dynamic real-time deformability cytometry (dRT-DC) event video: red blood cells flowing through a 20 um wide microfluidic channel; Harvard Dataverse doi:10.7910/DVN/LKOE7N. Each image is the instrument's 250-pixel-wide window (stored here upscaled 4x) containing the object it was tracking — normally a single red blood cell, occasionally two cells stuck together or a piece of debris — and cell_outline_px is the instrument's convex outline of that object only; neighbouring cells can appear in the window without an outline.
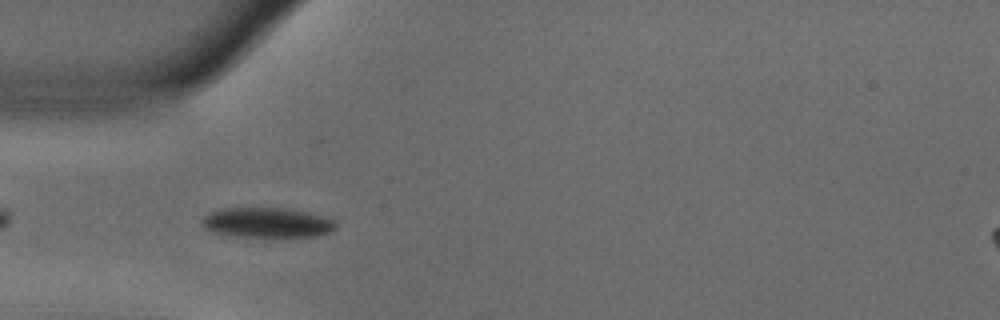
{"species": "common noctule bat (a hibernating species)", "species_latin": "Nyctalus noctula", "temperature_condition": "warm", "stored_images_in_passage": 42, "camera_frame_rate_fps": 3000, "um_per_image_px": 0.085, "animal": {"sex": "male", "body_mass_g": 18.8}, "frame": {"image": 1, "passage_image": 3, "time_ms": 0.667, "image_size_px": [1000, 320], "cell_outline_px": [[336, 228], [332, 232], [316, 236], [228, 236], [212, 232], [204, 228], [200, 220], [208, 212], [220, 208], [292, 208], [328, 216], [336, 220]], "centroid_in_image_um": [22.72, 18.9], "position_along_channel_um": 62.3, "area_um2": 23.93}}
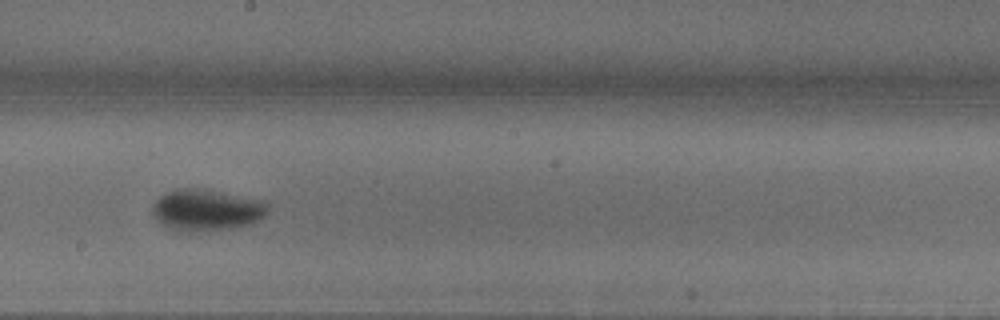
{"frame": {"image": 2, "passage_image": 17, "time_ms": 5.333, "image_size_px": [1000, 320], "cell_outline_px": [[268, 212], [260, 220], [252, 224], [232, 228], [188, 232], [168, 228], [160, 224], [152, 216], [152, 204], [160, 196], [172, 188], [196, 188], [268, 200]], "centroid_in_image_um": [17.55, 17.84], "position_along_channel_um": 230.6, "area_um2": 28.38}}
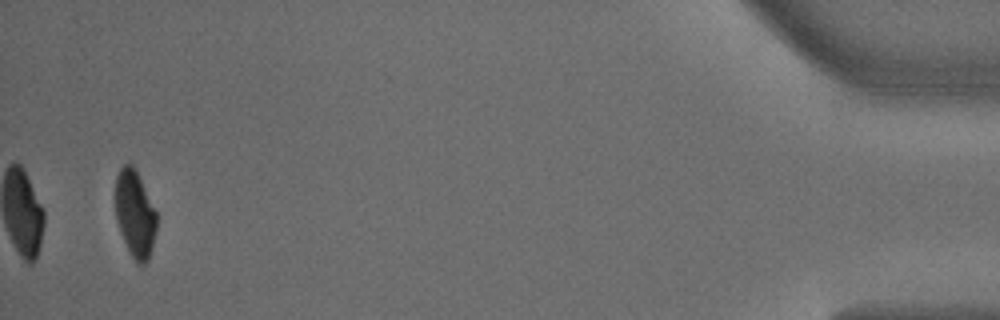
{"frame": {"image": 3, "passage_image": 40, "time_ms": 13.0, "image_size_px": [1000, 320], "cell_outline_px": [[156, 232], [152, 248], [148, 260], [144, 264], [140, 264], [132, 256], [120, 232], [116, 220], [116, 176], [120, 168], [124, 164], [132, 164], [156, 212]], "centroid_in_image_um": [11.47, 18.19], "position_along_channel_um": 423.7, "area_um2": 20.35}, "authors_computed_cell_mechanics": {"area_um2": 25.5476, "velocity_mm_per_s": 3.6152, "shape_relaxation_time_tau1_ms": 3.9443, "shape_relaxation_time_tau2_ms": null, "deformation_change_tau1": 0.1647, "deformation_change_tau2": null}}